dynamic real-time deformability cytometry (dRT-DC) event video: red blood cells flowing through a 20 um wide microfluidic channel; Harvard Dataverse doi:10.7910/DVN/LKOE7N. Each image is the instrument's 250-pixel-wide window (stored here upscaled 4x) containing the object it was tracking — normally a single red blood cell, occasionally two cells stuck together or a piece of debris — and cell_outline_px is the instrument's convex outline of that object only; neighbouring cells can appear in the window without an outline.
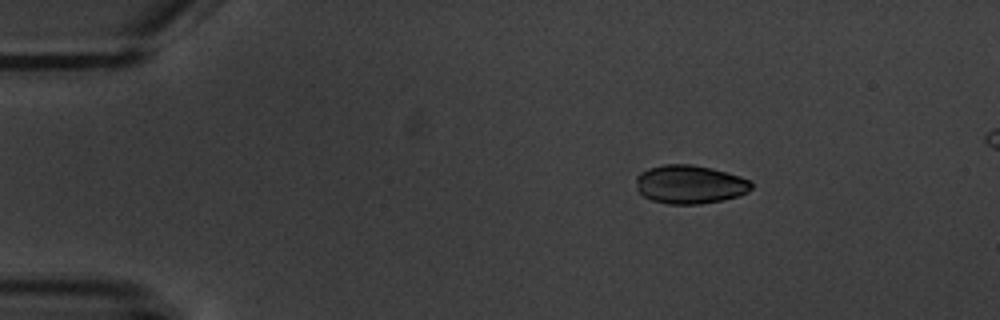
{"species": "common noctule bat (a hibernating species)", "species_latin": "Nyctalus noctula", "temperature_condition": "warm", "stored_images_in_passage": 3, "camera_frame_rate_fps": 3000, "um_per_image_px": 0.085, "animal": {"sex": "male", "body_mass_g": 20.1, "forearm_length_mm": 53.5}, "frame": {"image": 1, "passage_image": 1, "time_ms": 0.0, "image_size_px": [1000, 320], "cell_outline_px": [[752, 188], [748, 192], [740, 196], [724, 200], [700, 204], [668, 204], [652, 200], [644, 196], [640, 192], [636, 184], [636, 176], [640, 172], [648, 168], [664, 164], [692, 164], [712, 168], [740, 176], [752, 180]], "centroid_in_image_um": [58.67, 15.67], "position_along_channel_um": 26.3, "area_um2": 26.18}}